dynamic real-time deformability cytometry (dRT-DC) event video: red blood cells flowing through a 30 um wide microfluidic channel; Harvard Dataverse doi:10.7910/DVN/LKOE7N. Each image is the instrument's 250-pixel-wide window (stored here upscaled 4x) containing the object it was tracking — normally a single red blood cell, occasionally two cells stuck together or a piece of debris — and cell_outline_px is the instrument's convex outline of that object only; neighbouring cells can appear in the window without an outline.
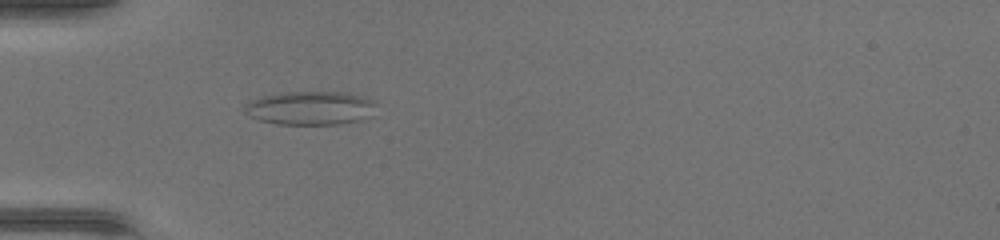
{"species": "common noctule bat (a hibernating species)", "species_latin": "Nyctalus noctula", "temperature_condition": "warm", "stored_images_in_passage": 34, "camera_frame_rate_fps": 3000, "um_per_image_px": 0.085, "animal": {"sex": "female", "body_mass_g": 17.0, "forearm_length_mm": 48.0}, "frame": {"image": 1, "passage_image": 3, "time_ms": 0.667, "image_size_px": [1000, 240], "cell_outline_px": [[376, 104], [368, 116], [360, 120], [340, 124], [276, 124], [260, 120], [244, 112], [244, 104], [252, 100], [264, 96], [288, 92], [344, 92], [360, 96], [372, 100]], "centroid_in_image_um": [26.35, 9.19], "position_along_channel_um": 58.6, "area_um2": 25.43}}
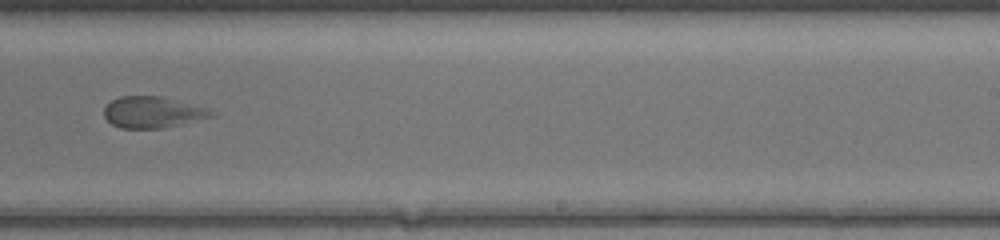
{"frame": {"image": 2, "passage_image": 18, "time_ms": 5.667, "image_size_px": [1000, 240], "cell_outline_px": [[212, 116], [180, 124], [160, 128], [120, 128], [112, 124], [104, 116], [104, 108], [112, 100], [120, 96], [164, 96], [204, 108]], "centroid_in_image_um": [12.87, 9.53], "position_along_channel_um": 276.1, "area_um2": 19.02}}
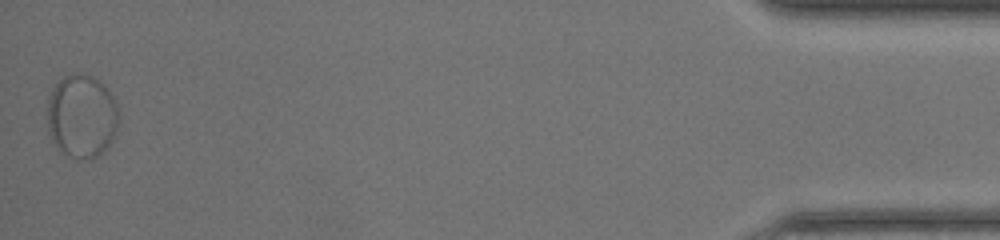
{"frame": {"image": 3, "passage_image": 34, "time_ms": 11.0, "image_size_px": [1000, 240], "cell_outline_px": [[120, 116], [112, 136], [108, 144], [92, 160], [80, 160], [68, 156], [56, 144], [48, 132], [48, 96], [52, 88], [64, 76], [76, 72], [80, 72], [92, 76], [100, 80], [104, 84], [112, 96], [116, 104]], "centroid_in_image_um": [6.93, 9.84], "position_along_channel_um": 428.3, "area_um2": 34.62}}